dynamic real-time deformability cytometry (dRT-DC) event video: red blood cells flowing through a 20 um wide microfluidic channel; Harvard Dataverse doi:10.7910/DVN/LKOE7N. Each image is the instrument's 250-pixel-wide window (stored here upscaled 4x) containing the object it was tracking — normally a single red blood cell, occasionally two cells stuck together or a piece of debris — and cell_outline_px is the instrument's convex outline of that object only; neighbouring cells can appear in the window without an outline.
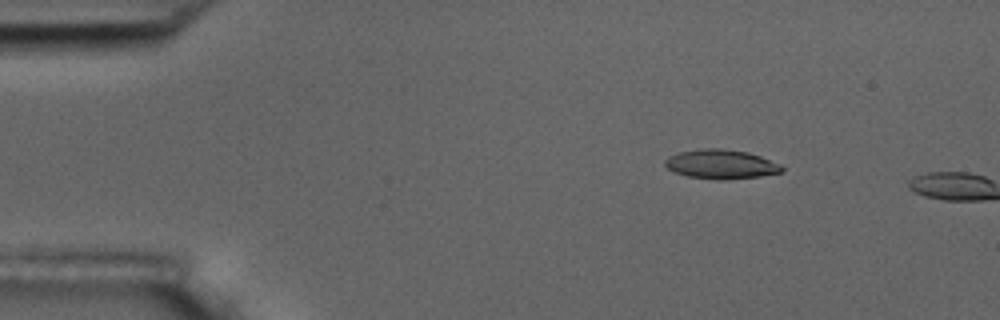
{"species": "common noctule bat (a hibernating species)", "species_latin": "Nyctalus noctula", "temperature_condition": "room temperature", "stored_images_in_passage": 4, "camera_frame_rate_fps": 3000, "um_per_image_px": 0.085, "animal": {"sex": "male", "body_mass_g": 17.5, "forearm_length_mm": 52.3}, "frame": {"image": 1, "passage_image": 3, "time_ms": 2.333, "image_size_px": [1000, 320], "cell_outline_px": [[784, 172], [760, 176], [720, 180], [716, 180], [688, 176], [676, 172], [668, 168], [664, 164], [664, 160], [668, 156], [680, 152], [704, 148], [720, 148], [748, 152], [760, 156], [780, 164], [784, 168]], "centroid_in_image_um": [61.3, 13.96], "position_along_channel_um": 23.7, "area_um2": 19.88}}